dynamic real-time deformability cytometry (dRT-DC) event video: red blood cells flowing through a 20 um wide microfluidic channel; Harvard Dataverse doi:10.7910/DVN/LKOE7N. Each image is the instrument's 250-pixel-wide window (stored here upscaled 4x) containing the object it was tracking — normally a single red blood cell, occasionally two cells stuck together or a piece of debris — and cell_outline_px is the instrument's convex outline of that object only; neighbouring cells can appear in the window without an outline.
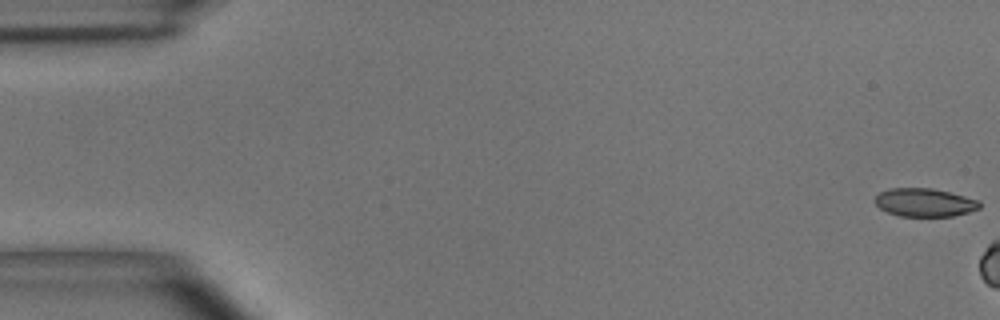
{"species": "common noctule bat (a hibernating species)", "species_latin": "Nyctalus noctula", "temperature_condition": "room temperature", "stored_images_in_passage": 5, "camera_frame_rate_fps": 3000, "um_per_image_px": 0.085, "animal": {"sex": "male", "body_mass_g": 15.6}, "frame": {"image": 1, "passage_image": 1, "time_ms": 0.0, "image_size_px": [1000, 320], "cell_outline_px": [[980, 208], [968, 212], [952, 216], [900, 216], [888, 212], [880, 208], [872, 200], [880, 192], [888, 188], [932, 188], [980, 200]], "centroid_in_image_um": [78.57, 17.2], "position_along_channel_um": 6.4, "area_um2": 17.22}}